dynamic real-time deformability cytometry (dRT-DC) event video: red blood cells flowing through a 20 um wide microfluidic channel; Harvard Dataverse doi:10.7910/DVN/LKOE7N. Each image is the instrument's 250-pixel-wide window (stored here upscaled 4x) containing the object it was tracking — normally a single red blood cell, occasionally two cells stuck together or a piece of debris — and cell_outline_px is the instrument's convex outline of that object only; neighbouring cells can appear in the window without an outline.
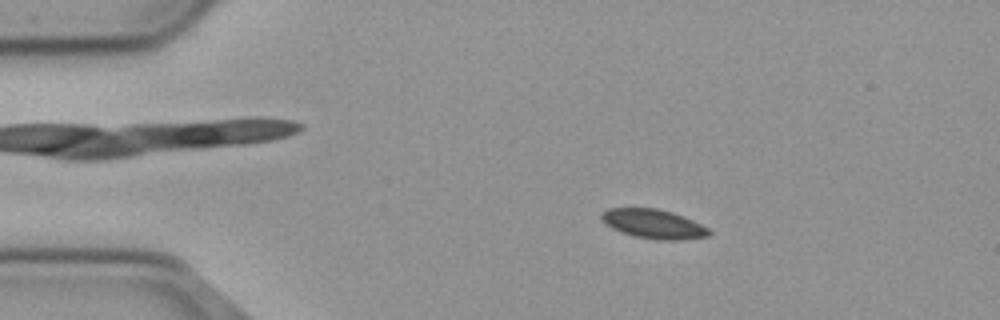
{"species": "common noctule bat (a hibernating species)", "species_latin": "Nyctalus noctula", "temperature_condition": "cold", "stored_images_in_passage": 50, "camera_frame_rate_fps": 3000, "um_per_image_px": 0.085, "animal": {"sex": "male", "body_mass_g": 23.1, "forearm_length_mm": 52.7}, "frame": {"image": 1, "passage_image": 4, "time_ms": 1.0, "image_size_px": [1000, 320], "cell_outline_px": [[712, 232], [708, 236], [680, 240], [656, 240], [632, 236], [620, 232], [612, 228], [600, 220], [600, 216], [608, 208], [656, 208], [672, 212], [692, 220], [708, 228]], "centroid_in_image_um": [55.52, 19.04], "position_along_channel_um": 29.5, "area_um2": 18.38}}
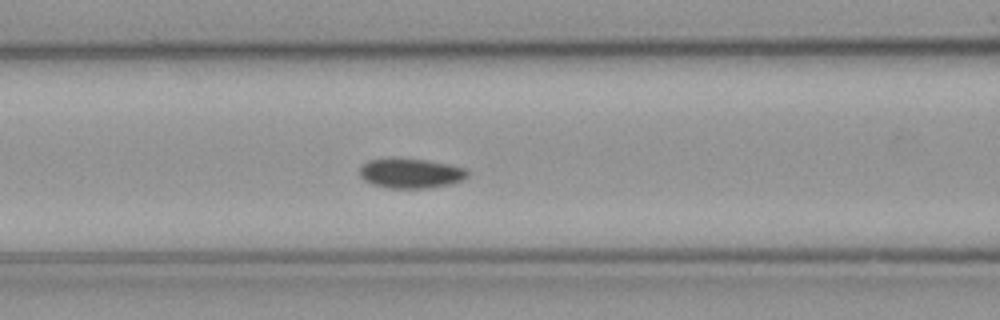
{"frame": {"image": 2, "passage_image": 17, "time_ms": 5.333, "image_size_px": [1000, 320], "cell_outline_px": [[468, 176], [464, 180], [452, 184], [428, 188], [388, 188], [372, 184], [364, 180], [360, 176], [360, 168], [368, 160], [424, 160], [448, 164], [468, 168]], "centroid_in_image_um": [34.98, 14.76], "position_along_channel_um": 131.6, "area_um2": 18.38}}
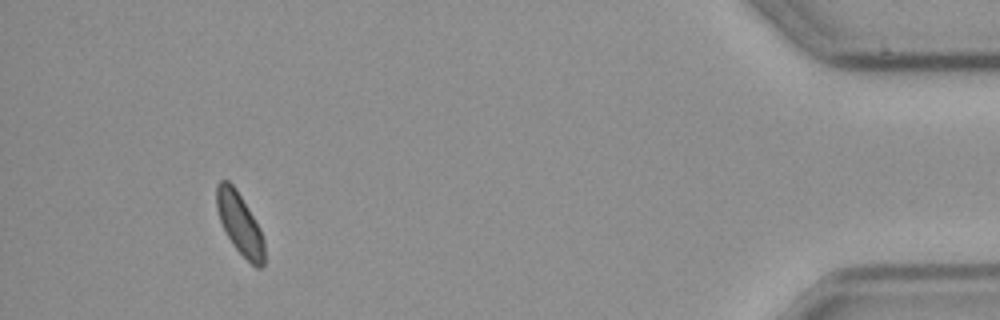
{"frame": {"image": 3, "passage_image": 46, "time_ms": 15.0, "image_size_px": [1000, 320], "cell_outline_px": [[264, 264], [260, 268], [256, 268], [232, 244], [220, 220], [216, 208], [216, 184], [220, 180], [228, 180], [236, 188], [260, 228], [264, 240]], "centroid_in_image_um": [20.37, 18.99], "position_along_channel_um": 414.8, "area_um2": 16.99}, "authors_computed_cell_mechanics": {"area_um2": 18.3515, "velocity_mm_per_s": 3.6618, "shape_relaxation_time_tau1_ms": 4.1525, "shape_relaxation_time_tau2_ms": null, "deformation_change_tau1": 0.0544, "deformation_change_tau2": null}}